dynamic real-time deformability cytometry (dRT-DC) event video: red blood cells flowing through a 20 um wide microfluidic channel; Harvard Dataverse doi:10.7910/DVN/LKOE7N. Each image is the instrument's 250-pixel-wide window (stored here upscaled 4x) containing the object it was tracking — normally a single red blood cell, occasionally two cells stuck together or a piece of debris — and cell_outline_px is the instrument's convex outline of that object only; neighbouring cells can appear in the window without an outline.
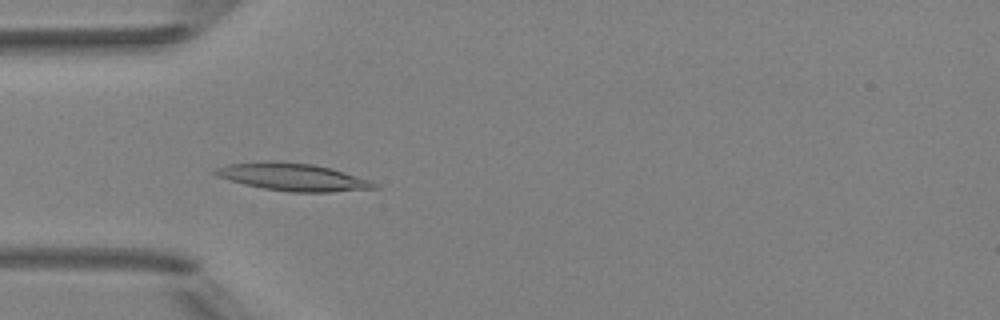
{"species": "Egyptian fruit bat (a non-hibernating species)", "species_latin": "Rousettus aegyptiacus", "temperature_condition": "room temperature", "stored_images_in_passage": 4, "camera_frame_rate_fps": 3000, "um_per_image_px": 0.085, "animal": {"sex": "female"}, "frame": {"image": 1, "passage_image": 3, "time_ms": 2.333, "image_size_px": [1000, 320], "cell_outline_px": [[380, 188], [332, 192], [292, 192], [264, 188], [244, 184], [216, 176], [212, 172], [216, 168], [228, 164], [312, 164], [332, 168], [372, 180], [380, 184]], "centroid_in_image_um": [25.05, 15.1], "position_along_channel_um": 60.0, "area_um2": 24.51}}
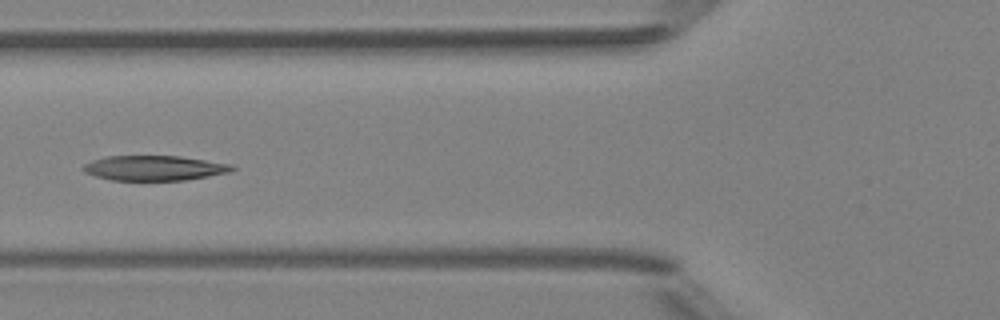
{"frame": {"image": 2, "passage_image": 4, "time_ms": 3.667, "image_size_px": [1000, 320], "cell_outline_px": [[236, 168], [232, 172], [184, 180], [112, 180], [96, 176], [84, 172], [80, 168], [84, 164], [92, 160], [104, 156], [180, 156], [232, 164]], "centroid_in_image_um": [13.11, 14.28], "position_along_channel_um": 112.7, "area_um2": 21.73}}